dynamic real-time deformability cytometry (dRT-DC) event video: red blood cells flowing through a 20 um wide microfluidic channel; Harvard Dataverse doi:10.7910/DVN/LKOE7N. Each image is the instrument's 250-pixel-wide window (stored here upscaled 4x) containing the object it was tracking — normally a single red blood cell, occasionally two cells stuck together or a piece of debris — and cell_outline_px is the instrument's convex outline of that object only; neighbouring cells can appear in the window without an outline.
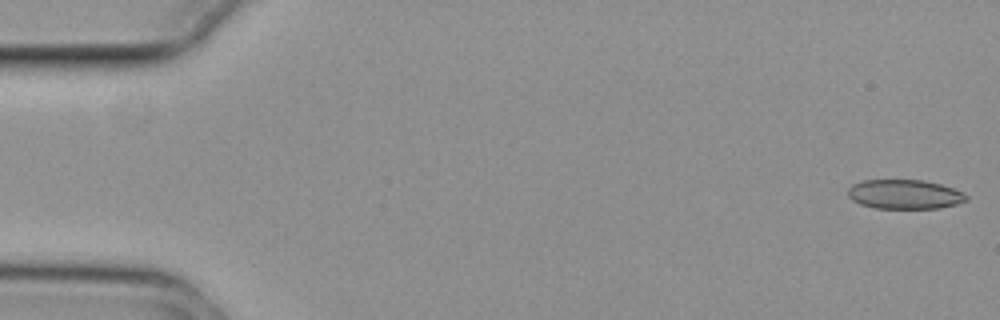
{"species": "common noctule bat (a hibernating species)", "species_latin": "Nyctalus noctula", "temperature_condition": "cold", "stored_images_in_passage": 55, "camera_frame_rate_fps": 3000, "um_per_image_px": 0.085, "animal": {"sex": "female", "body_mass_g": 29.2, "forearm_length_mm": 56.3}, "frame": {"image": 1, "passage_image": 1, "time_ms": 0.0, "image_size_px": [1000, 320], "cell_outline_px": [[968, 200], [956, 204], [940, 208], [876, 208], [860, 204], [852, 200], [848, 196], [848, 188], [852, 184], [864, 180], [924, 180], [940, 184], [964, 192], [968, 196]], "centroid_in_image_um": [76.9, 16.51], "position_along_channel_um": 8.1, "area_um2": 20.29}}
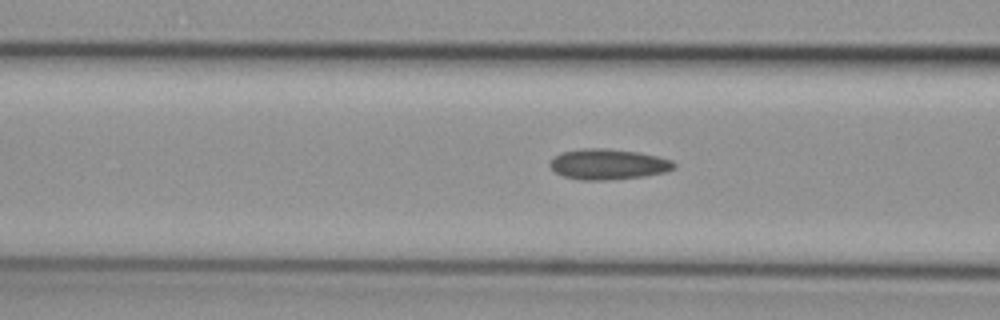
{"frame": {"image": 2, "passage_image": 21, "time_ms": 6.667, "image_size_px": [1000, 320], "cell_outline_px": [[676, 168], [664, 172], [644, 176], [608, 180], [580, 180], [564, 176], [556, 172], [548, 164], [560, 152], [584, 148], [604, 148], [640, 152], [672, 160], [676, 164]], "centroid_in_image_um": [51.71, 13.96], "position_along_channel_um": 114.9, "area_um2": 22.08}}
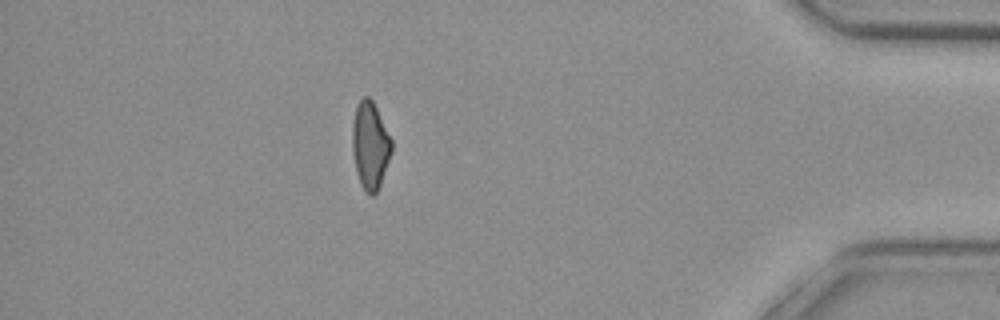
{"frame": {"image": 3, "passage_image": 48, "time_ms": 15.667, "image_size_px": [1000, 320], "cell_outline_px": [[392, 152], [380, 184], [376, 192], [372, 196], [360, 184], [356, 172], [352, 152], [352, 124], [356, 104], [364, 96], [368, 96], [372, 100], [392, 140]], "centroid_in_image_um": [31.45, 12.34], "position_along_channel_um": 403.8, "area_um2": 19.88}, "authors_computed_cell_mechanics": {"area_um2": 21.0392, "velocity_mm_per_s": 3.7508, "shape_relaxation_time_tau1_ms": null, "shape_relaxation_time_tau2_ms": 5.0389, "deformation_change_tau1": null, "deformation_change_tau2": 0.1257}}